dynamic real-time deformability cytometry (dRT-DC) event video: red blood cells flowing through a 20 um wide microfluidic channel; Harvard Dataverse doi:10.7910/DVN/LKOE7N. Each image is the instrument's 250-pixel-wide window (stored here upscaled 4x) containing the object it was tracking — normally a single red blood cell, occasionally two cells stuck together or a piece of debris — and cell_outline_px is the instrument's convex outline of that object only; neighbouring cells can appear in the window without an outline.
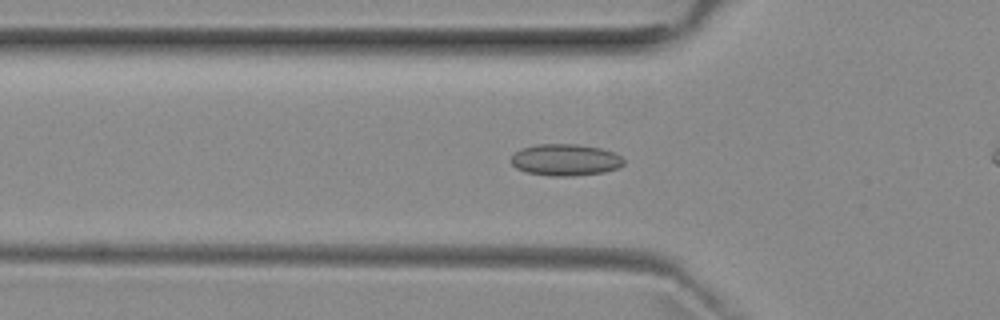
{"species": "common noctule bat (a hibernating species)", "species_latin": "Nyctalus noctula", "temperature_condition": "room temperature", "stored_images_in_passage": 42, "camera_frame_rate_fps": 3000, "um_per_image_px": 0.085, "animal": {"sex": "female", "body_mass_g": 29.2, "forearm_length_mm": 56.3}, "frame": {"image": 1, "passage_image": 17, "time_ms": 5.333, "image_size_px": [1000, 320], "cell_outline_px": [[624, 164], [616, 168], [604, 172], [572, 176], [552, 176], [524, 172], [516, 168], [508, 160], [520, 148], [536, 144], [576, 144], [600, 148], [612, 152], [620, 156], [624, 160]], "centroid_in_image_um": [48.0, 13.59], "position_along_channel_um": 77.8, "area_um2": 20.87}}
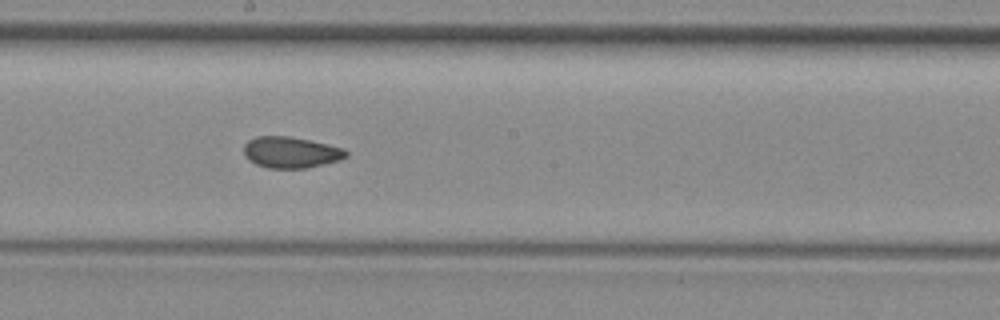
{"frame": {"image": 2, "passage_image": 28, "time_ms": 9.0, "image_size_px": [1000, 320], "cell_outline_px": [[348, 156], [340, 160], [308, 168], [268, 168], [256, 164], [248, 160], [244, 156], [244, 144], [248, 140], [256, 136], [288, 136], [308, 140], [344, 148], [348, 152]], "centroid_in_image_um": [24.71, 12.95], "position_along_channel_um": 223.5, "area_um2": 18.67}}
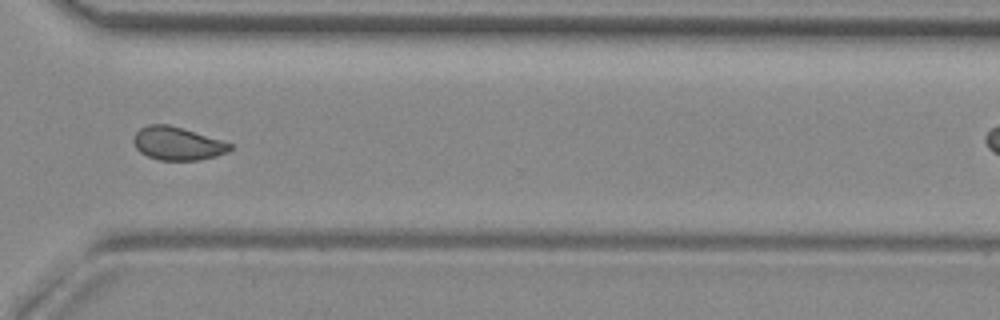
{"frame": {"image": 3, "passage_image": 38, "time_ms": 12.333, "image_size_px": [1000, 320], "cell_outline_px": [[232, 148], [228, 152], [216, 156], [200, 160], [160, 160], [148, 156], [140, 152], [136, 148], [132, 140], [136, 132], [140, 128], [148, 124], [168, 124], [220, 140], [232, 144]], "centroid_in_image_um": [15.05, 12.2], "position_along_channel_um": 355.5, "area_um2": 18.5}}